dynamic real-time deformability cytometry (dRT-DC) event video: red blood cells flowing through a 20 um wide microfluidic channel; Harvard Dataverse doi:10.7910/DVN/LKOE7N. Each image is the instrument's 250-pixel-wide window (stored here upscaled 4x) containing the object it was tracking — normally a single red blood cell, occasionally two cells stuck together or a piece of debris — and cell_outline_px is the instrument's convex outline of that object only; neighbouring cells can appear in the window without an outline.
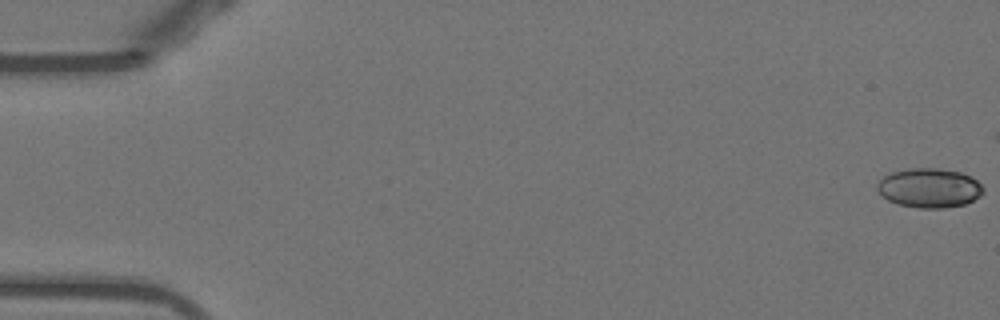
{"species": "Egyptian fruit bat (a non-hibernating species)", "species_latin": "Rousettus aegyptiacus", "temperature_condition": "warm", "stored_images_in_passage": 53, "camera_frame_rate_fps": 3000, "um_per_image_px": 0.085, "animal": {"sex": "female"}, "frame": {"image": 1, "passage_image": 1, "time_ms": 0.0, "image_size_px": [1000, 320], "cell_outline_px": [[984, 192], [980, 196], [964, 204], [944, 208], [920, 208], [900, 204], [888, 200], [876, 188], [876, 184], [884, 176], [892, 172], [908, 168], [936, 168], [960, 172], [972, 176], [984, 188]], "centroid_in_image_um": [79.01, 15.96], "position_along_channel_um": 6.0, "area_um2": 24.22}}
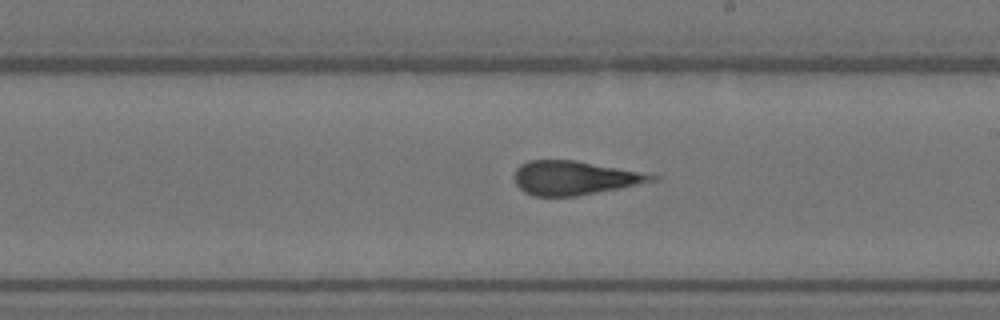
{"frame": {"image": 2, "passage_image": 31, "time_ms": 10.0, "image_size_px": [1000, 320], "cell_outline_px": [[660, 180], [576, 196], [532, 196], [524, 192], [516, 184], [512, 176], [516, 168], [520, 164], [528, 160], [576, 160], [660, 176]], "centroid_in_image_um": [48.77, 15.12], "position_along_channel_um": 240.2, "area_um2": 27.11}}
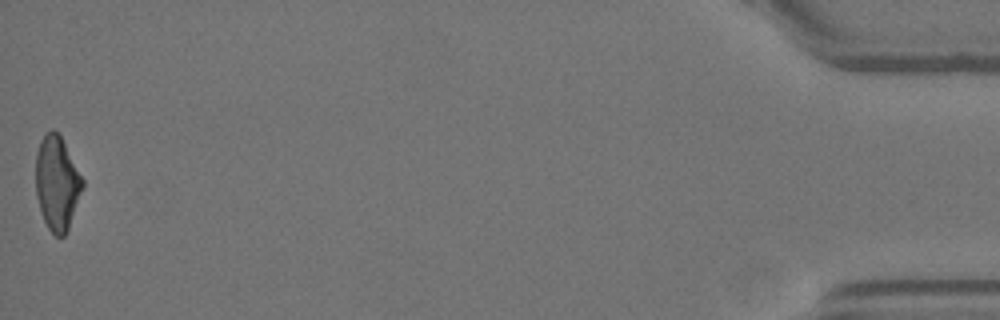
{"frame": {"image": 3, "passage_image": 53, "time_ms": 17.333, "image_size_px": [1000, 320], "cell_outline_px": [[84, 184], [68, 228], [64, 236], [56, 236], [48, 228], [44, 220], [36, 196], [36, 152], [40, 140], [44, 132], [52, 128], [60, 136], [84, 180]], "centroid_in_image_um": [4.82, 15.53], "position_along_channel_um": 430.4, "area_um2": 25.37}, "authors_computed_cell_mechanics": {"area_um2": 26.588, "velocity_mm_per_s": 3.8962, "shape_relaxation_time_tau1_ms": 3.3138, "shape_relaxation_time_tau2_ms": 1.7324, "deformation_change_tau1": 0.1228, "deformation_change_tau2": 0.1452}}